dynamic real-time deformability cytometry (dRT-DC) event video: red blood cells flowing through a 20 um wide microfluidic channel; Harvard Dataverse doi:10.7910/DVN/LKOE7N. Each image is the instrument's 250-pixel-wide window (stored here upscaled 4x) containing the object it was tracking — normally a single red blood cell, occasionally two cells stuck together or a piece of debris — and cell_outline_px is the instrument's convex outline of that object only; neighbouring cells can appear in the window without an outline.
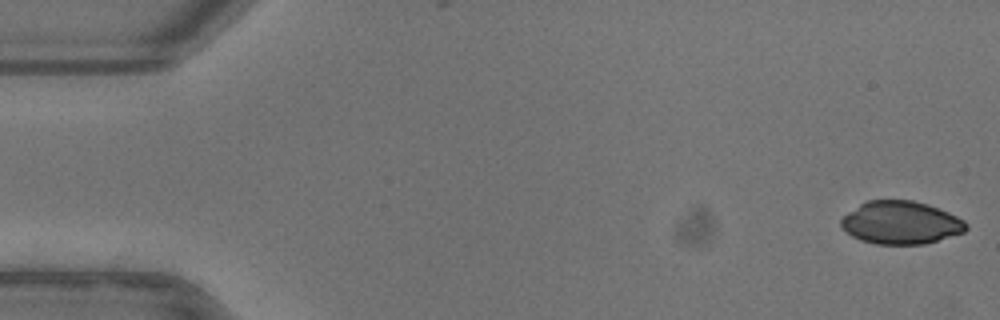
{"species": "common noctule bat (a hibernating species)", "species_latin": "Nyctalus noctula", "temperature_condition": "warm", "stored_images_in_passage": 52, "camera_frame_rate_fps": 3000, "um_per_image_px": 0.085, "animal": {"sex": "female"}, "frame": {"image": 1, "passage_image": 1, "time_ms": 0.0, "image_size_px": [1000, 320], "cell_outline_px": [[968, 228], [964, 232], [924, 244], [876, 244], [860, 240], [852, 236], [840, 224], [840, 220], [848, 212], [860, 204], [868, 200], [912, 200], [928, 204], [948, 212], [964, 220], [968, 224]], "centroid_in_image_um": [76.58, 18.92], "position_along_channel_um": 8.4, "area_um2": 31.15}}